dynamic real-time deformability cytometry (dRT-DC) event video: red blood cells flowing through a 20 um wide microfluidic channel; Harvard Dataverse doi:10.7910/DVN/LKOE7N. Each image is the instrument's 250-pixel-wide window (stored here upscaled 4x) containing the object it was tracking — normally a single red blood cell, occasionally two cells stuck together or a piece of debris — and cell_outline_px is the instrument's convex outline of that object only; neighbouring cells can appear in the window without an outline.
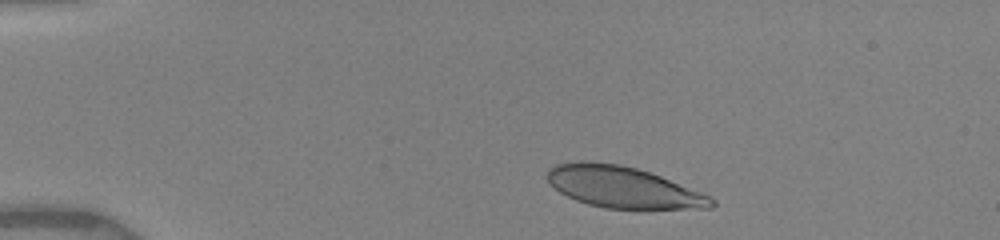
{"species": "human", "species_latin": "Homo sapiens", "temperature_condition": "warm", "stored_images_in_passage": 9, "camera_frame_rate_fps": 3000, "um_per_image_px": 0.085, "donor": {"sex": "female"}, "frame": {"image": 1, "passage_image": 2, "time_ms": 0.667, "image_size_px": [1000, 240], "cell_outline_px": [[716, 204], [712, 208], [604, 208], [588, 204], [576, 200], [560, 192], [548, 180], [548, 168], [556, 164], [580, 160], [584, 160], [620, 164], [636, 168], [660, 176], [712, 196], [716, 200]], "centroid_in_image_um": [52.96, 15.9], "position_along_channel_um": 32.0, "area_um2": 39.3}}
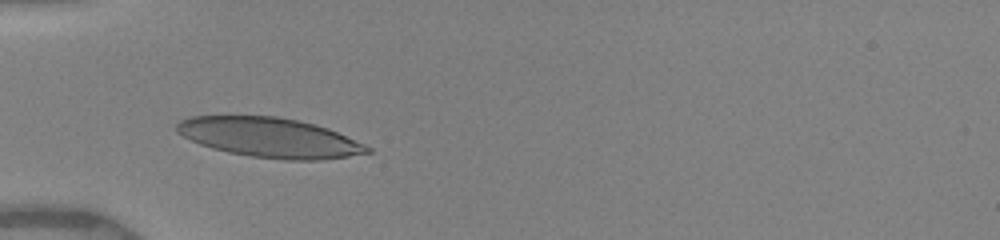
{"frame": {"image": 2, "passage_image": 6, "time_ms": 3.0, "image_size_px": [1000, 240], "cell_outline_px": [[372, 152], [348, 156], [320, 160], [284, 160], [248, 156], [228, 152], [212, 148], [200, 144], [176, 132], [176, 124], [180, 120], [192, 116], [276, 116], [296, 120], [328, 128], [364, 144], [372, 148]], "centroid_in_image_um": [22.91, 11.7], "position_along_channel_um": 62.1, "area_um2": 43.87}}
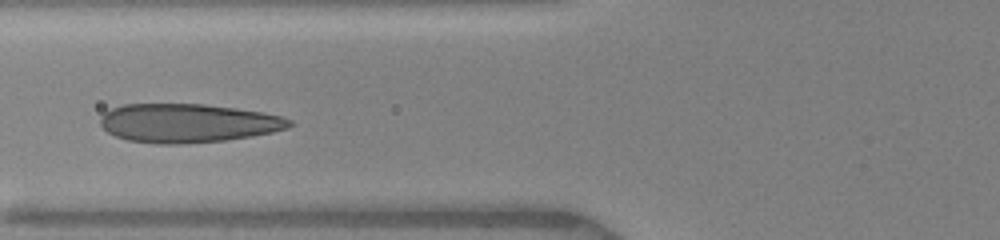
{"frame": {"image": 3, "passage_image": 8, "time_ms": 4.333, "image_size_px": [1000, 240], "cell_outline_px": [[292, 124], [288, 128], [272, 132], [252, 136], [224, 140], [180, 144], [156, 144], [128, 140], [116, 136], [108, 132], [100, 124], [100, 116], [104, 112], [120, 104], [204, 104], [236, 108], [264, 112], [280, 116], [292, 120]], "centroid_in_image_um": [15.95, 10.46], "position_along_channel_um": 109.9, "area_um2": 42.83}}